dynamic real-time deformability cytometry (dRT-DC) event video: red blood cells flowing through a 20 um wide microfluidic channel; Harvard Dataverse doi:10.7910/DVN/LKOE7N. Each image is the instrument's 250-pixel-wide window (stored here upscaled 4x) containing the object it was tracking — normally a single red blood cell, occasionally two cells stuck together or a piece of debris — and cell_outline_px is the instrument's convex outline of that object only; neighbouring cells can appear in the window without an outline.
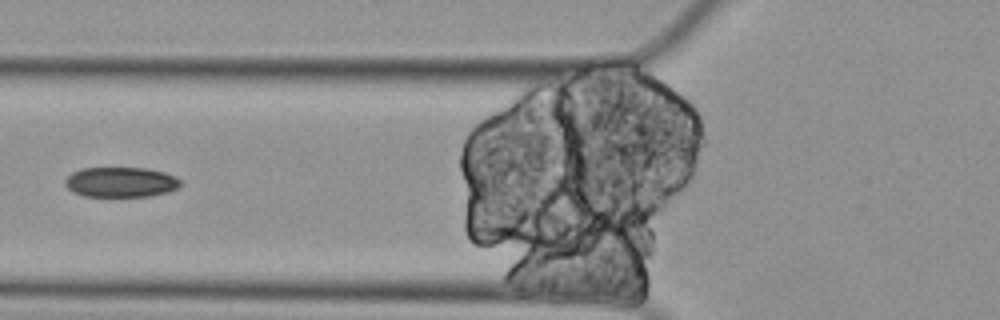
{"species": "Egyptian fruit bat (a non-hibernating species)", "species_latin": "Rousettus aegyptiacus", "temperature_condition": "cold", "stored_images_in_passage": 10, "camera_frame_rate_fps": 3000, "um_per_image_px": 0.085, "animal": {"sex": "female"}, "frame": {"image": 1, "passage_image": 5, "time_ms": 1.333, "image_size_px": [1000, 320], "cell_outline_px": [[180, 184], [176, 188], [168, 192], [152, 196], [84, 196], [72, 192], [64, 184], [64, 180], [72, 172], [80, 168], [148, 168], [164, 172], [180, 180]], "centroid_in_image_um": [10.22, 15.48], "position_along_channel_um": 115.6, "area_um2": 20.23}}
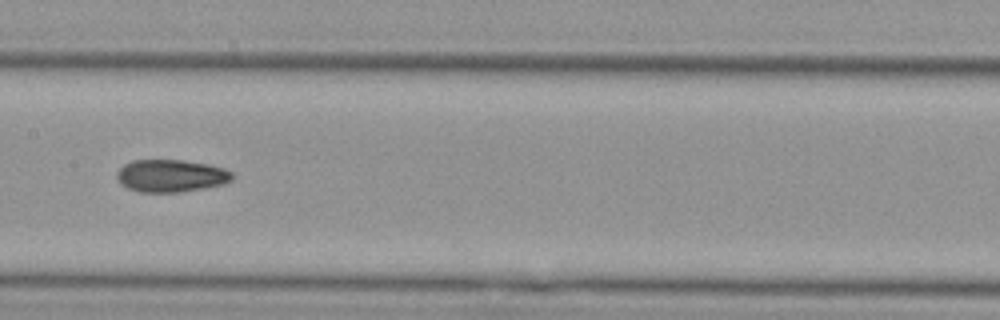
{"frame": {"image": 2, "passage_image": 7, "time_ms": 2.0, "image_size_px": [1000, 320], "cell_outline_px": [[232, 180], [224, 184], [204, 188], [180, 192], [140, 192], [128, 188], [120, 184], [116, 180], [116, 172], [124, 164], [132, 160], [180, 160], [208, 164], [224, 168], [232, 172]], "centroid_in_image_um": [14.5, 14.94], "position_along_channel_um": 192.9, "area_um2": 21.96}}
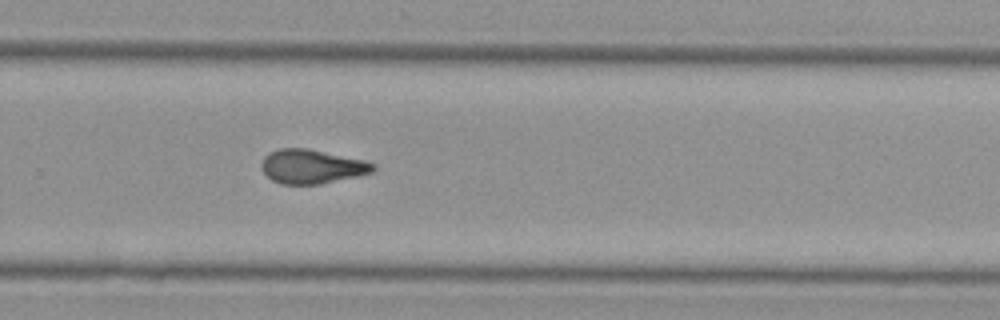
{"frame": {"image": 3, "passage_image": 10, "time_ms": 3.0, "image_size_px": [1000, 320], "cell_outline_px": [[376, 168], [372, 172], [356, 176], [320, 184], [280, 184], [272, 180], [260, 168], [260, 164], [264, 156], [268, 152], [280, 148], [308, 148], [364, 160], [376, 164]], "centroid_in_image_um": [26.47, 14.14], "position_along_channel_um": 303.3, "area_um2": 22.25}}